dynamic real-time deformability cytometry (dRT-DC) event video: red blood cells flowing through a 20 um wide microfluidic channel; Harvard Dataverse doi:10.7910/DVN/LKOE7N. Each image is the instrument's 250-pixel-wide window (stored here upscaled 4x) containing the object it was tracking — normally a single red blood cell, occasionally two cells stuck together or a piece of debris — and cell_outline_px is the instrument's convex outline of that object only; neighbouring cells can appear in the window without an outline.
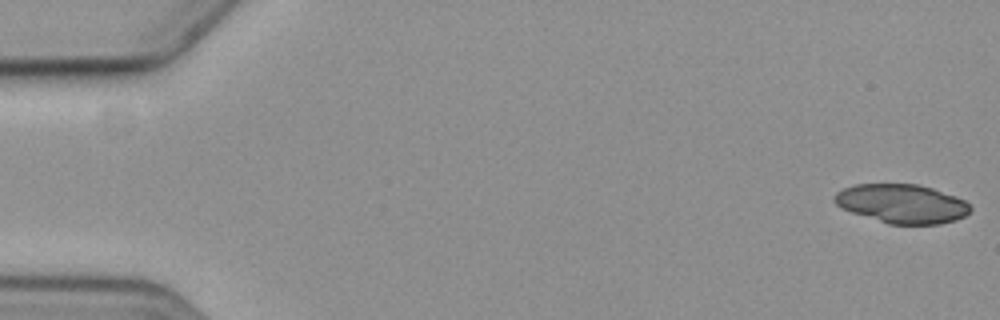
{"species": "common noctule bat (a hibernating species)", "species_latin": "Nyctalus noctula", "temperature_condition": "cold", "stored_images_in_passage": 5, "camera_frame_rate_fps": 3000, "um_per_image_px": 0.085, "animal": {"sex": "female", "body_mass_g": 19.3, "forearm_length_mm": 54.1}, "frame": {"image": 1, "passage_image": 1, "time_ms": 0.0, "image_size_px": [1000, 320], "cell_outline_px": [[972, 208], [964, 216], [956, 220], [940, 224], [888, 224], [852, 212], [836, 204], [832, 200], [832, 196], [836, 192], [844, 188], [856, 184], [916, 184], [932, 188], [956, 196], [964, 200]], "centroid_in_image_um": [76.65, 17.31], "position_along_channel_um": 8.3, "area_um2": 30.75}}